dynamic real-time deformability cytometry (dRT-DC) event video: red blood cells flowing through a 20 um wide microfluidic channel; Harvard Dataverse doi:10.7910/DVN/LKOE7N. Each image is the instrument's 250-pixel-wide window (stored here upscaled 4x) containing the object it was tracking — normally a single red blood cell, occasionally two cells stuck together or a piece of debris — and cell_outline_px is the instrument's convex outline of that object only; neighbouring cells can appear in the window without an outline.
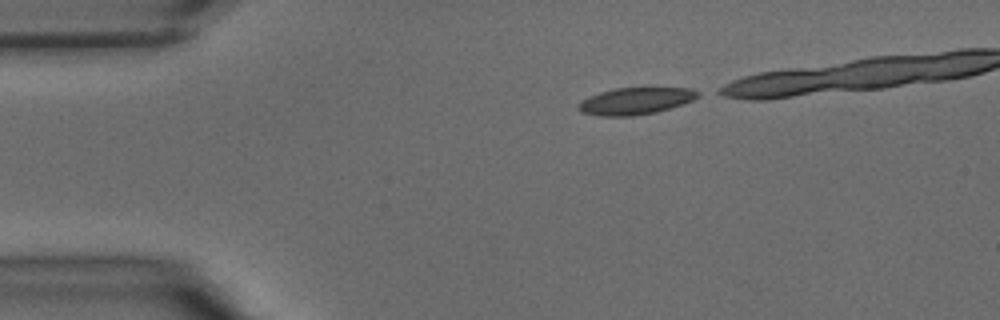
{"species": "common noctule bat (a hibernating species)", "species_latin": "Nyctalus noctula", "temperature_condition": "warm", "stored_images_in_passage": 11, "camera_frame_rate_fps": 3000, "um_per_image_px": 0.085, "animal": {"sex": "male", "body_mass_g": 15.6}, "frame": {"image": 1, "passage_image": 1, "time_ms": 0.0, "image_size_px": [1000, 320], "cell_outline_px": [[700, 96], [684, 104], [656, 112], [632, 116], [600, 116], [580, 112], [576, 108], [576, 104], [580, 100], [588, 96], [600, 92], [616, 88], [692, 88], [700, 92]], "centroid_in_image_um": [53.98, 8.59], "position_along_channel_um": 31.0, "area_um2": 18.96}}
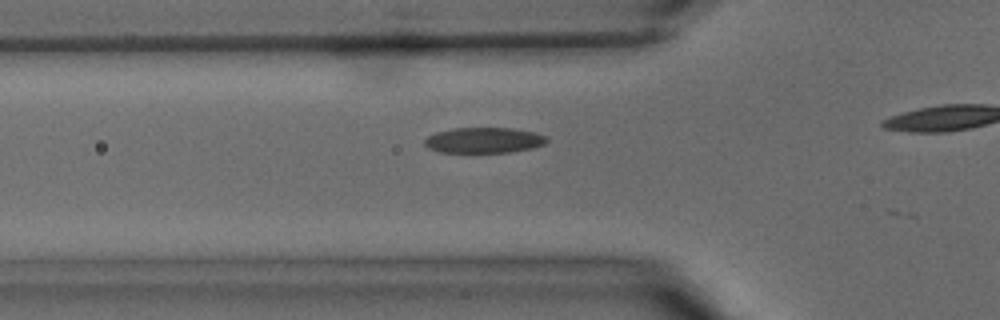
{"frame": {"image": 2, "passage_image": 7, "time_ms": 2.0, "image_size_px": [1000, 320], "cell_outline_px": [[548, 140], [544, 144], [532, 148], [508, 152], [440, 152], [428, 148], [424, 144], [424, 140], [428, 136], [436, 132], [456, 128], [512, 128], [536, 132], [548, 136]], "centroid_in_image_um": [41.15, 11.91], "position_along_channel_um": 84.6, "area_um2": 18.21}}